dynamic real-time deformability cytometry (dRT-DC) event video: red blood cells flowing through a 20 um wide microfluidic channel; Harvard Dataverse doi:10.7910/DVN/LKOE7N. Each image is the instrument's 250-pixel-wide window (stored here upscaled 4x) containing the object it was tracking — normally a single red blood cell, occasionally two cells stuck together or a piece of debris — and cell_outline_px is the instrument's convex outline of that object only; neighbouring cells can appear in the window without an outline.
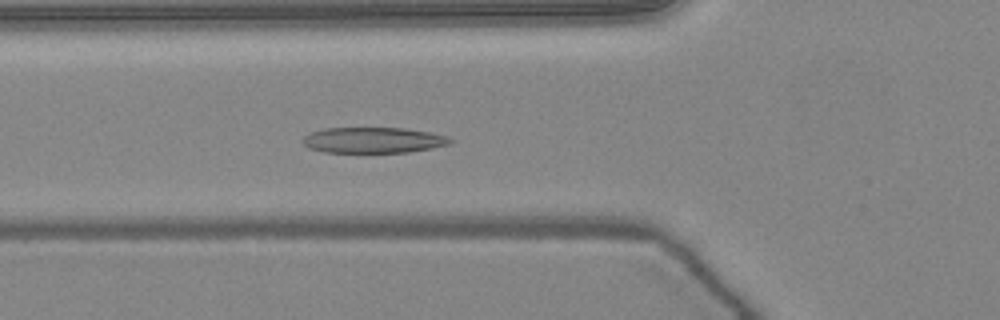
{"species": "common noctule bat (a hibernating species)", "species_latin": "Nyctalus noctula", "temperature_condition": "warm", "stored_images_in_passage": 50, "camera_frame_rate_fps": 3000, "um_per_image_px": 0.085, "animal": {"sex": "female", "body_mass_g": 24.6, "forearm_length_mm": 56.2}, "frame": {"image": 1, "passage_image": 17, "time_ms": 5.333, "image_size_px": [1000, 320], "cell_outline_px": [[452, 140], [448, 144], [432, 148], [408, 152], [324, 152], [308, 148], [300, 140], [308, 132], [324, 128], [404, 128], [428, 132], [448, 136]], "centroid_in_image_um": [31.66, 11.91], "position_along_channel_um": 94.1, "area_um2": 22.14}}
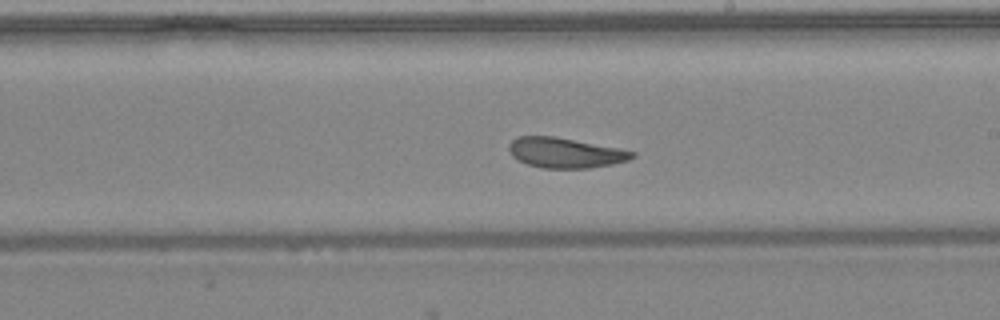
{"frame": {"image": 2, "passage_image": 28, "time_ms": 9.0, "image_size_px": [1000, 320], "cell_outline_px": [[636, 156], [628, 160], [612, 164], [588, 168], [544, 168], [528, 164], [512, 156], [508, 148], [508, 144], [516, 136], [556, 136], [636, 152]], "centroid_in_image_um": [48.02, 12.98], "position_along_channel_um": 241.0, "area_um2": 21.5}}
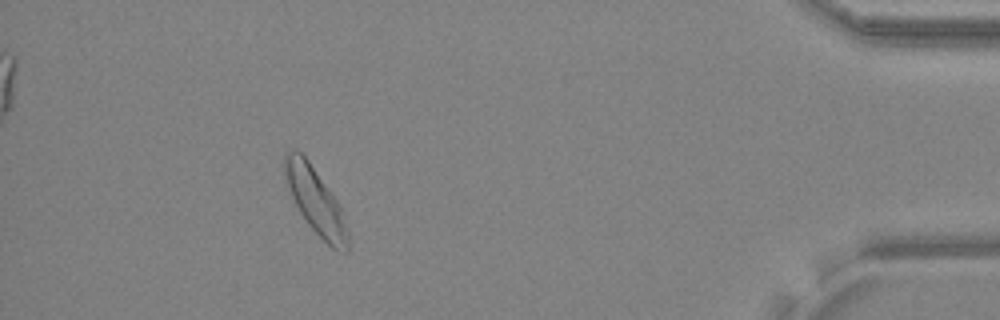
{"frame": {"image": 3, "passage_image": 45, "time_ms": 14.667, "image_size_px": [1000, 320], "cell_outline_px": [[348, 252], [344, 252], [332, 248], [308, 224], [300, 212], [284, 180], [284, 156], [288, 148], [292, 148], [300, 152], [308, 160], [340, 204], [344, 212], [348, 228]], "centroid_in_image_um": [26.83, 17.05], "position_along_channel_um": 408.4, "area_um2": 24.33}, "authors_computed_cell_mechanics": {"area_um2": 23.5246, "velocity_mm_per_s": 3.9928, "shape_relaxation_time_tau1_ms": 5.8401, "shape_relaxation_time_tau2_ms": 3.1055, "deformation_change_tau1": 0.1702, "deformation_change_tau2": 0.0875}}